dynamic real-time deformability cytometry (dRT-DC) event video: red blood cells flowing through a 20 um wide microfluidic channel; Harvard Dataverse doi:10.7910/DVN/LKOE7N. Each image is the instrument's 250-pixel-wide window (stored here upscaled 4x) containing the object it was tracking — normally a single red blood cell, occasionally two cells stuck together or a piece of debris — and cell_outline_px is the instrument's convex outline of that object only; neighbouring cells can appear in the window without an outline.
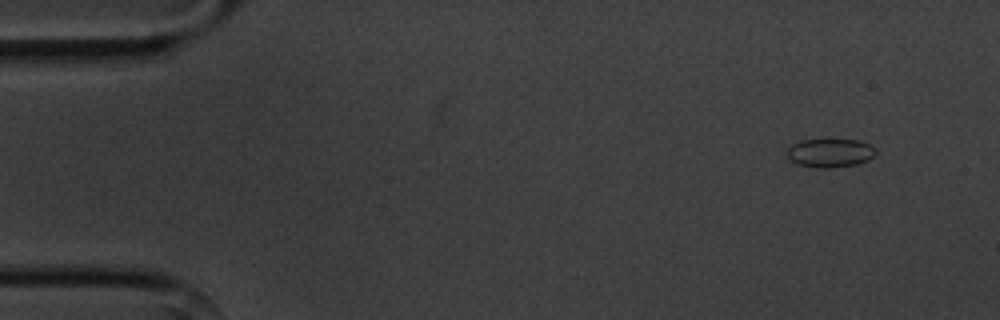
{"species": "common noctule bat (a hibernating species)", "species_latin": "Nyctalus noctula", "temperature_condition": "cold", "stored_images_in_passage": 4, "camera_frame_rate_fps": 3000, "um_per_image_px": 0.085, "animal": {"sex": "male", "body_mass_g": 20.1, "forearm_length_mm": 53.5}, "frame": {"image": 1, "passage_image": 1, "time_ms": 0.0, "image_size_px": [1000, 320], "cell_outline_px": [[876, 152], [868, 160], [856, 164], [832, 168], [816, 168], [796, 164], [788, 160], [788, 144], [800, 140], [860, 140], [876, 148]], "centroid_in_image_um": [70.5, 13.0], "position_along_channel_um": 14.5, "area_um2": 14.97}}